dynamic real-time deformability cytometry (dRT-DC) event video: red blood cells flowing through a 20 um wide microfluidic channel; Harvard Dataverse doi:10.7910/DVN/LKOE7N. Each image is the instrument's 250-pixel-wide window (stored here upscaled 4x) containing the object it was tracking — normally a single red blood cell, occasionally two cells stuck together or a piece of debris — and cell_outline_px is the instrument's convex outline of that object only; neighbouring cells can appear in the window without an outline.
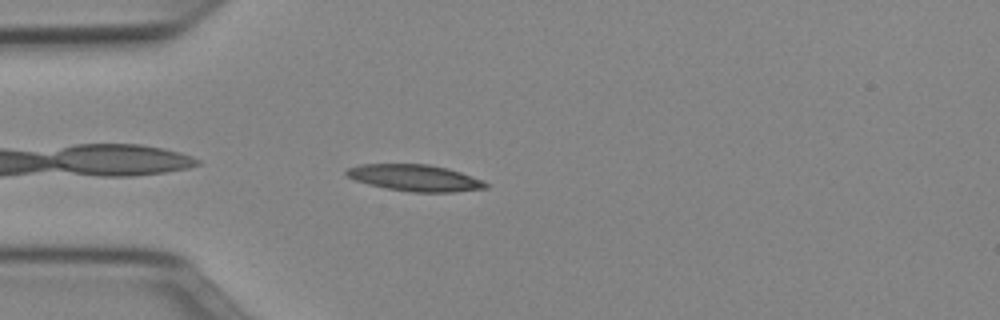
{"species": "Egyptian fruit bat (a non-hibernating species)", "species_latin": "Rousettus aegyptiacus", "temperature_condition": "cold", "stored_images_in_passage": 39, "camera_frame_rate_fps": 3000, "um_per_image_px": 0.085, "animal": {"sex": "female"}, "frame": {"image": 1, "passage_image": 2, "time_ms": 0.333, "image_size_px": [1000, 320], "cell_outline_px": [[488, 188], [452, 192], [412, 192], [388, 188], [368, 184], [356, 180], [348, 176], [344, 172], [348, 168], [360, 164], [428, 164], [448, 168], [484, 180], [488, 184]], "centroid_in_image_um": [35.3, 15.11], "position_along_channel_um": 49.7, "area_um2": 21.44}}
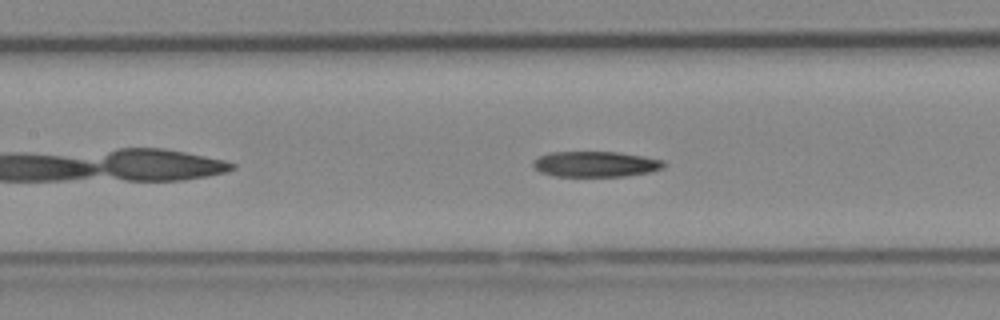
{"frame": {"image": 2, "passage_image": 11, "time_ms": 3.333, "image_size_px": [1000, 320], "cell_outline_px": [[668, 164], [664, 168], [652, 172], [624, 176], [556, 176], [540, 172], [532, 164], [540, 156], [548, 152], [620, 152], [644, 156], [664, 160]], "centroid_in_image_um": [50.71, 13.95], "position_along_channel_um": 156.7, "area_um2": 19.59}}
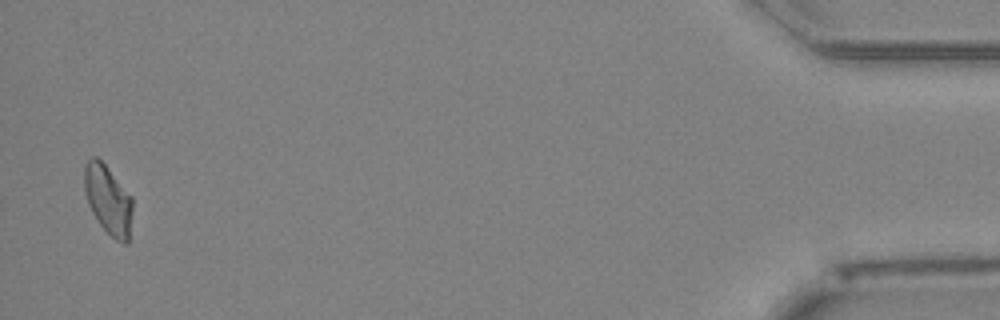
{"frame": {"image": 3, "passage_image": 38, "time_ms": 12.333, "image_size_px": [1000, 320], "cell_outline_px": [[132, 212], [128, 244], [124, 244], [116, 240], [100, 224], [92, 212], [88, 204], [84, 192], [84, 164], [92, 156], [96, 156], [104, 164], [132, 196]], "centroid_in_image_um": [9.18, 16.97], "position_along_channel_um": 426.0, "area_um2": 19.36}, "authors_computed_cell_mechanics": {"area_um2": 19.9988, "velocity_mm_per_s": 3.9615, "shape_relaxation_time_tau1_ms": 11.2044, "shape_relaxation_time_tau2_ms": null, "deformation_change_tau1": 0.2415, "deformation_change_tau2": null}}